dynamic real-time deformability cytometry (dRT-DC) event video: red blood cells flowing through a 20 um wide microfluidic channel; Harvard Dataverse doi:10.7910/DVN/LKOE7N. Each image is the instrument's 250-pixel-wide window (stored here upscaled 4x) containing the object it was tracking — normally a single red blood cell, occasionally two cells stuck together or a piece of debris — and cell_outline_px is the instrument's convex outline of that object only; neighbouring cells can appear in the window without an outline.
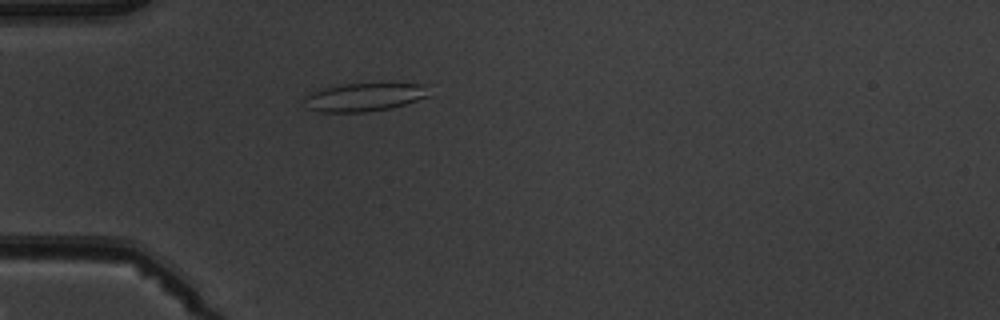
{"species": "common noctule bat (a hibernating species)", "species_latin": "Nyctalus noctula", "temperature_condition": "warm", "stored_images_in_passage": 3, "camera_frame_rate_fps": 3000, "um_per_image_px": 0.085, "animal": {"sex": "male", "body_mass_g": 19.5, "forearm_length_mm": 54.6}, "frame": {"image": 1, "passage_image": 3, "time_ms": 2.333, "image_size_px": [1000, 320], "cell_outline_px": [[428, 96], [392, 108], [368, 112], [320, 112], [304, 108], [304, 96], [308, 92], [324, 88], [344, 84], [428, 84]], "centroid_in_image_um": [30.89, 8.27], "position_along_channel_um": 54.1, "area_um2": 20.63}}